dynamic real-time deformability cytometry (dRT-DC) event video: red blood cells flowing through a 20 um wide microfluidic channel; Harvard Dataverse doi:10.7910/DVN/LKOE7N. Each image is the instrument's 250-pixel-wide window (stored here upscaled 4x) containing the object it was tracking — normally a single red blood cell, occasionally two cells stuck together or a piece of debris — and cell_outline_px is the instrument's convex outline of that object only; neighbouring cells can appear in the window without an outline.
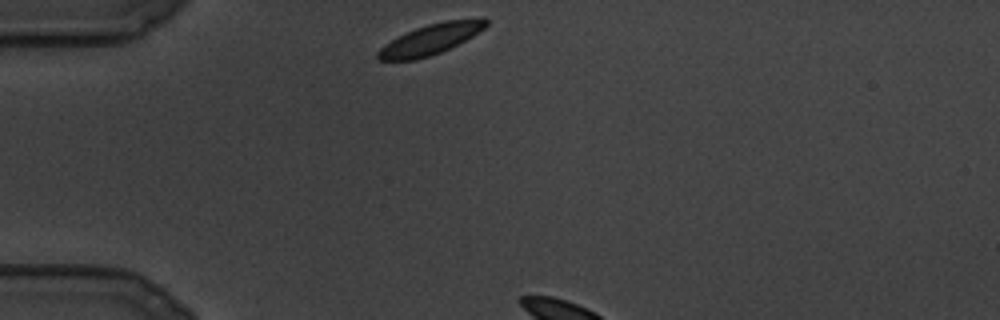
{"species": "common noctule bat (a hibernating species)", "species_latin": "Nyctalus noctula", "temperature_condition": "cold", "stored_images_in_passage": 8, "camera_frame_rate_fps": 3000, "um_per_image_px": 0.085, "animal": {"sex": "male", "body_mass_g": 19.5, "forearm_length_mm": 54.6}, "frame": {"image": 1, "passage_image": 1, "time_ms": 0.0, "image_size_px": [1000, 320], "cell_outline_px": [[488, 24], [484, 28], [472, 36], [440, 52], [416, 60], [380, 60], [376, 56], [376, 52], [384, 44], [416, 28], [428, 24], [444, 20], [484, 16], [488, 20]], "centroid_in_image_um": [36.64, 3.31], "position_along_channel_um": 48.4, "area_um2": 19.07}}